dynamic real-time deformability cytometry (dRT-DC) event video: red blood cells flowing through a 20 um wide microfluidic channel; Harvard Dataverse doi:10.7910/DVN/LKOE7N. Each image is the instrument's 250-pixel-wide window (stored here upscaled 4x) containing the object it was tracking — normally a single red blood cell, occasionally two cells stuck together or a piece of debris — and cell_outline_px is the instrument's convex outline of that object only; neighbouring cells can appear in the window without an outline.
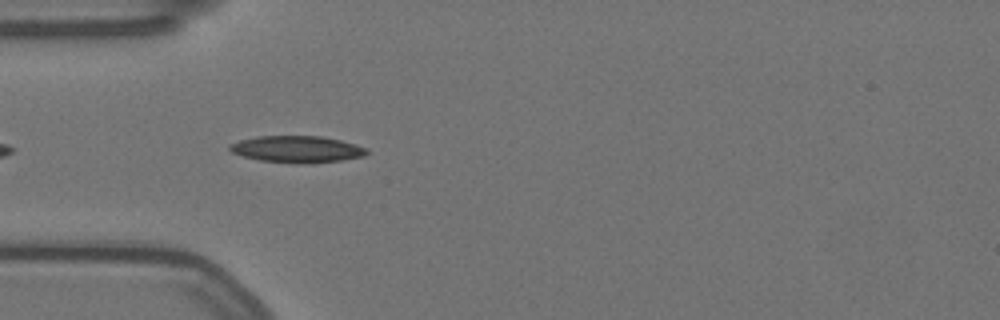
{"species": "Egyptian fruit bat (a non-hibernating species)", "species_latin": "Rousettus aegyptiacus", "temperature_condition": "warm", "stored_images_in_passage": 44, "camera_frame_rate_fps": 3000, "um_per_image_px": 0.085, "animal": {"sex": "female"}, "frame": {"image": 1, "passage_image": 4, "time_ms": 1.0, "image_size_px": [1000, 320], "cell_outline_px": [[368, 152], [364, 156], [344, 160], [312, 164], [296, 164], [260, 160], [244, 156], [232, 152], [228, 148], [228, 144], [240, 140], [256, 136], [320, 136], [340, 140], [356, 144], [368, 148]], "centroid_in_image_um": [25.27, 12.69], "position_along_channel_um": 59.7, "area_um2": 21.62}}
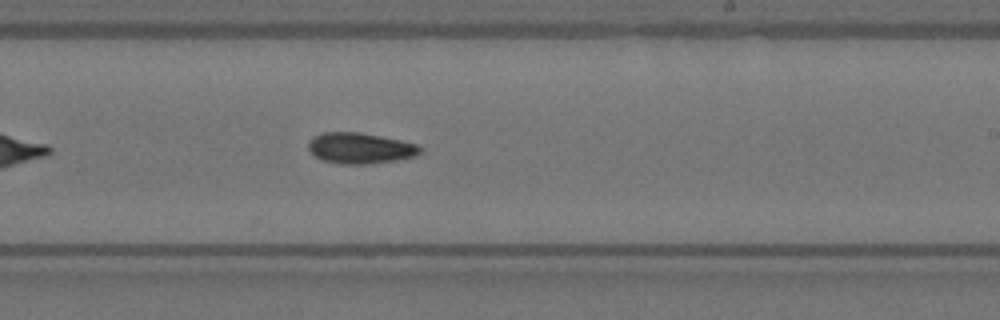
{"frame": {"image": 2, "passage_image": 21, "time_ms": 6.667, "image_size_px": [1000, 320], "cell_outline_px": [[424, 152], [416, 156], [396, 160], [368, 164], [340, 164], [324, 160], [316, 156], [308, 148], [308, 140], [312, 136], [324, 132], [360, 132], [400, 140], [416, 144], [424, 148]], "centroid_in_image_um": [30.64, 12.59], "position_along_channel_um": 258.4, "area_um2": 20.23}}
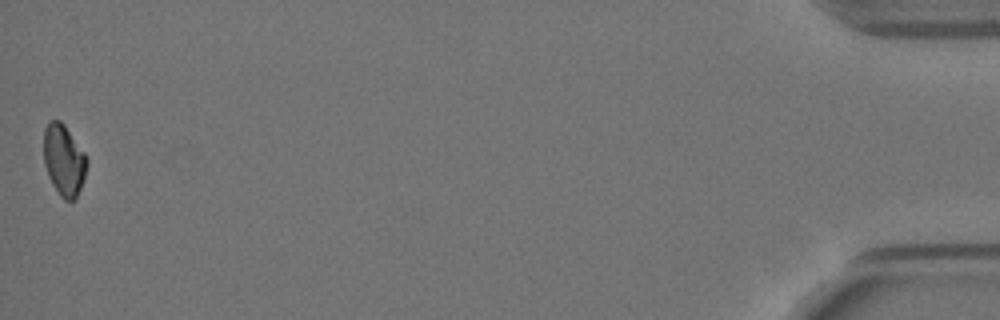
{"frame": {"image": 3, "passage_image": 44, "time_ms": 14.333, "image_size_px": [1000, 320], "cell_outline_px": [[88, 164], [80, 188], [76, 196], [72, 200], [64, 200], [60, 196], [52, 184], [48, 176], [44, 164], [44, 128], [48, 120], [60, 120], [64, 124], [84, 152], [88, 160]], "centroid_in_image_um": [5.41, 13.58], "position_along_channel_um": 429.8, "area_um2": 17.86}, "authors_computed_cell_mechanics": {"area_um2": 19.5075, "velocity_mm_per_s": 3.5284, "shape_relaxation_time_tau1_ms": 5.3941, "shape_relaxation_time_tau2_ms": 3.9622, "deformation_change_tau1": 0.1635, "deformation_change_tau2": 0.0923}}